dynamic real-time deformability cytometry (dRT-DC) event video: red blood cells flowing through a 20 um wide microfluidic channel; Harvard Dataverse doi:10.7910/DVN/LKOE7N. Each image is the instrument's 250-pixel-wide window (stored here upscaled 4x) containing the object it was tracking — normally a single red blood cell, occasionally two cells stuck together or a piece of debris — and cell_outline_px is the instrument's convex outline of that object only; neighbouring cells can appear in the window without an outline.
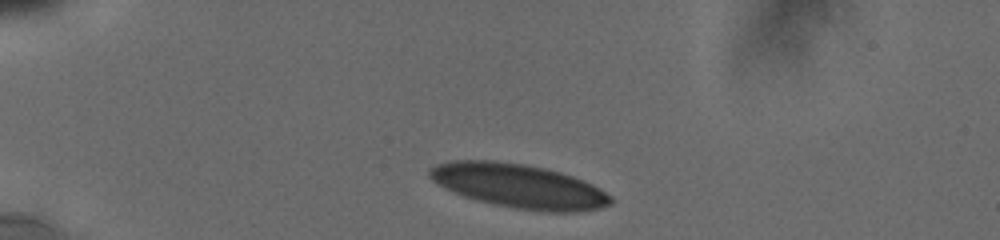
{"species": "human", "species_latin": "Homo sapiens", "temperature_condition": "cold", "stored_images_in_passage": 6, "camera_frame_rate_fps": 3000, "um_per_image_px": 0.085, "donor": {"sex": "male"}, "frame": {"image": 1, "passage_image": 1, "time_ms": 0.0, "image_size_px": [1000, 240], "cell_outline_px": [[612, 204], [600, 208], [576, 212], [548, 212], [516, 208], [492, 204], [476, 200], [464, 196], [444, 188], [432, 180], [428, 176], [428, 168], [436, 164], [452, 160], [492, 160], [524, 164], [544, 168], [560, 172], [584, 180], [600, 188], [612, 196]], "centroid_in_image_um": [44.1, 15.81], "position_along_channel_um": 40.9, "area_um2": 46.7}}
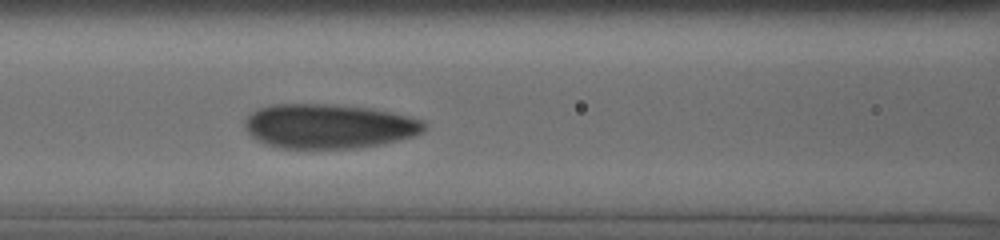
{"frame": {"image": 2, "passage_image": 6, "time_ms": 4.0, "image_size_px": [1000, 240], "cell_outline_px": [[428, 124], [424, 132], [416, 136], [400, 140], [380, 144], [356, 148], [280, 148], [264, 144], [256, 140], [244, 128], [244, 124], [248, 116], [252, 112], [260, 108], [272, 104], [324, 104], [372, 108], [408, 116], [424, 120]], "centroid_in_image_um": [27.98, 10.73], "position_along_channel_um": 138.6, "area_um2": 46.76}}